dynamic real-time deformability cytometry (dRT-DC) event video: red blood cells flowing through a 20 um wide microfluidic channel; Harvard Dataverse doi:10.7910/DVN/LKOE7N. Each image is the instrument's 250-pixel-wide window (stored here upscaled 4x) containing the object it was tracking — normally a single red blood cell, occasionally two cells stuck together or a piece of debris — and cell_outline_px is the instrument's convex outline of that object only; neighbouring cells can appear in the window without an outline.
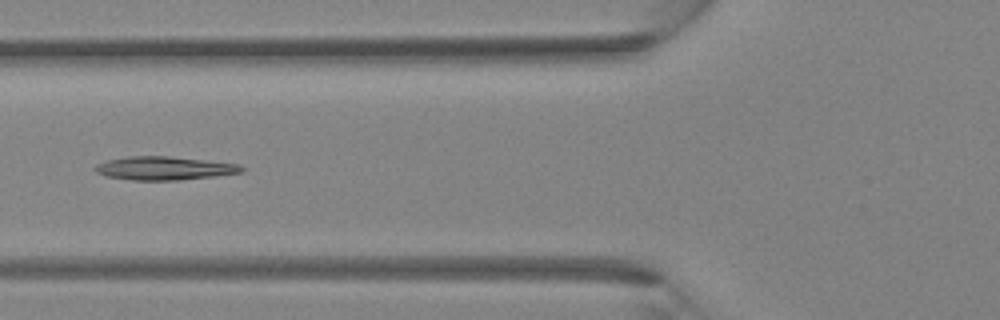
{"species": "Egyptian fruit bat (a non-hibernating species)", "species_latin": "Rousettus aegyptiacus", "temperature_condition": "room temperature", "stored_images_in_passage": 3, "camera_frame_rate_fps": 3000, "um_per_image_px": 0.085, "animal": {"sex": "female"}, "frame": {"image": 1, "passage_image": 3, "time_ms": 0.667, "image_size_px": [1000, 320], "cell_outline_px": [[244, 168], [240, 172], [212, 176], [180, 180], [132, 180], [104, 176], [96, 172], [92, 168], [96, 164], [104, 160], [128, 156], [168, 156], [240, 164]], "centroid_in_image_um": [13.86, 14.29], "position_along_channel_um": 111.9, "area_um2": 20.0}}